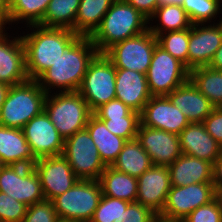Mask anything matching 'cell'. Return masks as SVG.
Wrapping results in <instances>:
<instances>
[{"label":"cell","mask_w":222,"mask_h":222,"mask_svg":"<svg viewBox=\"0 0 222 222\" xmlns=\"http://www.w3.org/2000/svg\"><path fill=\"white\" fill-rule=\"evenodd\" d=\"M98 54L90 37L79 36L36 81L47 93L78 91L90 62Z\"/></svg>","instance_id":"1"},{"label":"cell","mask_w":222,"mask_h":222,"mask_svg":"<svg viewBox=\"0 0 222 222\" xmlns=\"http://www.w3.org/2000/svg\"><path fill=\"white\" fill-rule=\"evenodd\" d=\"M27 28L31 33L27 31V34L23 32L21 35L25 48L26 72L29 80H36L54 65L79 35L67 28L40 25H29Z\"/></svg>","instance_id":"2"},{"label":"cell","mask_w":222,"mask_h":222,"mask_svg":"<svg viewBox=\"0 0 222 222\" xmlns=\"http://www.w3.org/2000/svg\"><path fill=\"white\" fill-rule=\"evenodd\" d=\"M148 25L149 20L133 6L125 0H115L90 39L98 53H104L115 43L147 31Z\"/></svg>","instance_id":"3"},{"label":"cell","mask_w":222,"mask_h":222,"mask_svg":"<svg viewBox=\"0 0 222 222\" xmlns=\"http://www.w3.org/2000/svg\"><path fill=\"white\" fill-rule=\"evenodd\" d=\"M44 111L64 140L85 129L93 114L78 91L47 94Z\"/></svg>","instance_id":"4"},{"label":"cell","mask_w":222,"mask_h":222,"mask_svg":"<svg viewBox=\"0 0 222 222\" xmlns=\"http://www.w3.org/2000/svg\"><path fill=\"white\" fill-rule=\"evenodd\" d=\"M46 95L36 80L10 86L0 111V125L22 129L44 110Z\"/></svg>","instance_id":"5"},{"label":"cell","mask_w":222,"mask_h":222,"mask_svg":"<svg viewBox=\"0 0 222 222\" xmlns=\"http://www.w3.org/2000/svg\"><path fill=\"white\" fill-rule=\"evenodd\" d=\"M102 196L98 180H81L52 201L60 221H90Z\"/></svg>","instance_id":"6"},{"label":"cell","mask_w":222,"mask_h":222,"mask_svg":"<svg viewBox=\"0 0 222 222\" xmlns=\"http://www.w3.org/2000/svg\"><path fill=\"white\" fill-rule=\"evenodd\" d=\"M115 81V66L103 53H98L90 62L78 92L94 112L116 98Z\"/></svg>","instance_id":"7"},{"label":"cell","mask_w":222,"mask_h":222,"mask_svg":"<svg viewBox=\"0 0 222 222\" xmlns=\"http://www.w3.org/2000/svg\"><path fill=\"white\" fill-rule=\"evenodd\" d=\"M157 43V37L148 29L139 35L115 43L103 54L116 69H128L147 74Z\"/></svg>","instance_id":"8"},{"label":"cell","mask_w":222,"mask_h":222,"mask_svg":"<svg viewBox=\"0 0 222 222\" xmlns=\"http://www.w3.org/2000/svg\"><path fill=\"white\" fill-rule=\"evenodd\" d=\"M146 78L152 96H167L189 80V69L157 43Z\"/></svg>","instance_id":"9"},{"label":"cell","mask_w":222,"mask_h":222,"mask_svg":"<svg viewBox=\"0 0 222 222\" xmlns=\"http://www.w3.org/2000/svg\"><path fill=\"white\" fill-rule=\"evenodd\" d=\"M62 155L81 180H99L107 167L86 128L64 140Z\"/></svg>","instance_id":"10"},{"label":"cell","mask_w":222,"mask_h":222,"mask_svg":"<svg viewBox=\"0 0 222 222\" xmlns=\"http://www.w3.org/2000/svg\"><path fill=\"white\" fill-rule=\"evenodd\" d=\"M214 200V185L211 182L187 186H171L166 203L158 219L181 222L198 207Z\"/></svg>","instance_id":"11"},{"label":"cell","mask_w":222,"mask_h":222,"mask_svg":"<svg viewBox=\"0 0 222 222\" xmlns=\"http://www.w3.org/2000/svg\"><path fill=\"white\" fill-rule=\"evenodd\" d=\"M0 192L27 206L45 200L40 178L33 166L5 165L0 171Z\"/></svg>","instance_id":"12"},{"label":"cell","mask_w":222,"mask_h":222,"mask_svg":"<svg viewBox=\"0 0 222 222\" xmlns=\"http://www.w3.org/2000/svg\"><path fill=\"white\" fill-rule=\"evenodd\" d=\"M33 167L40 178L45 200L52 201L79 180L63 155L41 157Z\"/></svg>","instance_id":"13"},{"label":"cell","mask_w":222,"mask_h":222,"mask_svg":"<svg viewBox=\"0 0 222 222\" xmlns=\"http://www.w3.org/2000/svg\"><path fill=\"white\" fill-rule=\"evenodd\" d=\"M22 131L36 159L63 154L64 139L44 110L26 123Z\"/></svg>","instance_id":"14"},{"label":"cell","mask_w":222,"mask_h":222,"mask_svg":"<svg viewBox=\"0 0 222 222\" xmlns=\"http://www.w3.org/2000/svg\"><path fill=\"white\" fill-rule=\"evenodd\" d=\"M6 31L9 30L0 27V82L14 86L29 80L26 72L25 48L21 35L14 37Z\"/></svg>","instance_id":"15"},{"label":"cell","mask_w":222,"mask_h":222,"mask_svg":"<svg viewBox=\"0 0 222 222\" xmlns=\"http://www.w3.org/2000/svg\"><path fill=\"white\" fill-rule=\"evenodd\" d=\"M189 123L187 117L167 96H152L140 113V125L178 136Z\"/></svg>","instance_id":"16"},{"label":"cell","mask_w":222,"mask_h":222,"mask_svg":"<svg viewBox=\"0 0 222 222\" xmlns=\"http://www.w3.org/2000/svg\"><path fill=\"white\" fill-rule=\"evenodd\" d=\"M213 22V23H212ZM192 24L189 28L188 69L208 66L222 44V27L219 23Z\"/></svg>","instance_id":"17"},{"label":"cell","mask_w":222,"mask_h":222,"mask_svg":"<svg viewBox=\"0 0 222 222\" xmlns=\"http://www.w3.org/2000/svg\"><path fill=\"white\" fill-rule=\"evenodd\" d=\"M136 139L153 165L169 166L182 155L180 138L176 134L139 125Z\"/></svg>","instance_id":"18"},{"label":"cell","mask_w":222,"mask_h":222,"mask_svg":"<svg viewBox=\"0 0 222 222\" xmlns=\"http://www.w3.org/2000/svg\"><path fill=\"white\" fill-rule=\"evenodd\" d=\"M137 184L136 202L159 215L164 208L167 194L171 189L168 166L153 165L137 178Z\"/></svg>","instance_id":"19"},{"label":"cell","mask_w":222,"mask_h":222,"mask_svg":"<svg viewBox=\"0 0 222 222\" xmlns=\"http://www.w3.org/2000/svg\"><path fill=\"white\" fill-rule=\"evenodd\" d=\"M115 91L116 99L139 114L152 97L146 74L128 69H116Z\"/></svg>","instance_id":"20"},{"label":"cell","mask_w":222,"mask_h":222,"mask_svg":"<svg viewBox=\"0 0 222 222\" xmlns=\"http://www.w3.org/2000/svg\"><path fill=\"white\" fill-rule=\"evenodd\" d=\"M182 154L212 164L222 154V146L206 131L203 123H189L180 133Z\"/></svg>","instance_id":"21"},{"label":"cell","mask_w":222,"mask_h":222,"mask_svg":"<svg viewBox=\"0 0 222 222\" xmlns=\"http://www.w3.org/2000/svg\"><path fill=\"white\" fill-rule=\"evenodd\" d=\"M190 123H202L215 106L188 80L167 95Z\"/></svg>","instance_id":"22"},{"label":"cell","mask_w":222,"mask_h":222,"mask_svg":"<svg viewBox=\"0 0 222 222\" xmlns=\"http://www.w3.org/2000/svg\"><path fill=\"white\" fill-rule=\"evenodd\" d=\"M170 171L171 186H187L194 183H213V164L182 154L171 165Z\"/></svg>","instance_id":"23"},{"label":"cell","mask_w":222,"mask_h":222,"mask_svg":"<svg viewBox=\"0 0 222 222\" xmlns=\"http://www.w3.org/2000/svg\"><path fill=\"white\" fill-rule=\"evenodd\" d=\"M0 158L4 165L33 166L36 158L22 129L0 125Z\"/></svg>","instance_id":"24"},{"label":"cell","mask_w":222,"mask_h":222,"mask_svg":"<svg viewBox=\"0 0 222 222\" xmlns=\"http://www.w3.org/2000/svg\"><path fill=\"white\" fill-rule=\"evenodd\" d=\"M94 144L96 145L100 158L106 166H112L117 160L120 151L126 140L112 134L105 126V123L92 114L85 127Z\"/></svg>","instance_id":"25"},{"label":"cell","mask_w":222,"mask_h":222,"mask_svg":"<svg viewBox=\"0 0 222 222\" xmlns=\"http://www.w3.org/2000/svg\"><path fill=\"white\" fill-rule=\"evenodd\" d=\"M102 195L136 202L137 178L107 166L99 177Z\"/></svg>","instance_id":"26"},{"label":"cell","mask_w":222,"mask_h":222,"mask_svg":"<svg viewBox=\"0 0 222 222\" xmlns=\"http://www.w3.org/2000/svg\"><path fill=\"white\" fill-rule=\"evenodd\" d=\"M152 166L150 156L136 138L125 142L117 160L112 164L116 170L135 178Z\"/></svg>","instance_id":"27"},{"label":"cell","mask_w":222,"mask_h":222,"mask_svg":"<svg viewBox=\"0 0 222 222\" xmlns=\"http://www.w3.org/2000/svg\"><path fill=\"white\" fill-rule=\"evenodd\" d=\"M115 0H81L75 18V33L90 37Z\"/></svg>","instance_id":"28"},{"label":"cell","mask_w":222,"mask_h":222,"mask_svg":"<svg viewBox=\"0 0 222 222\" xmlns=\"http://www.w3.org/2000/svg\"><path fill=\"white\" fill-rule=\"evenodd\" d=\"M153 19L156 25L150 24ZM192 23L182 6L167 5L156 9L154 15L149 20V31L158 37L168 31H180L191 28Z\"/></svg>","instance_id":"29"},{"label":"cell","mask_w":222,"mask_h":222,"mask_svg":"<svg viewBox=\"0 0 222 222\" xmlns=\"http://www.w3.org/2000/svg\"><path fill=\"white\" fill-rule=\"evenodd\" d=\"M189 80L215 107H222V71L195 67L189 70Z\"/></svg>","instance_id":"30"},{"label":"cell","mask_w":222,"mask_h":222,"mask_svg":"<svg viewBox=\"0 0 222 222\" xmlns=\"http://www.w3.org/2000/svg\"><path fill=\"white\" fill-rule=\"evenodd\" d=\"M50 0H10L8 18L2 26L9 29L12 23L25 22L26 26L38 25L44 18Z\"/></svg>","instance_id":"31"},{"label":"cell","mask_w":222,"mask_h":222,"mask_svg":"<svg viewBox=\"0 0 222 222\" xmlns=\"http://www.w3.org/2000/svg\"><path fill=\"white\" fill-rule=\"evenodd\" d=\"M81 0H50L43 20L44 27L67 28L75 32V18Z\"/></svg>","instance_id":"32"},{"label":"cell","mask_w":222,"mask_h":222,"mask_svg":"<svg viewBox=\"0 0 222 222\" xmlns=\"http://www.w3.org/2000/svg\"><path fill=\"white\" fill-rule=\"evenodd\" d=\"M221 3L220 0H183L182 8L192 24H207L216 19L222 11Z\"/></svg>","instance_id":"33"},{"label":"cell","mask_w":222,"mask_h":222,"mask_svg":"<svg viewBox=\"0 0 222 222\" xmlns=\"http://www.w3.org/2000/svg\"><path fill=\"white\" fill-rule=\"evenodd\" d=\"M157 40L161 47L188 68L189 28L162 33Z\"/></svg>","instance_id":"34"},{"label":"cell","mask_w":222,"mask_h":222,"mask_svg":"<svg viewBox=\"0 0 222 222\" xmlns=\"http://www.w3.org/2000/svg\"><path fill=\"white\" fill-rule=\"evenodd\" d=\"M130 202L110 196H101L90 222H113L117 220Z\"/></svg>","instance_id":"35"},{"label":"cell","mask_w":222,"mask_h":222,"mask_svg":"<svg viewBox=\"0 0 222 222\" xmlns=\"http://www.w3.org/2000/svg\"><path fill=\"white\" fill-rule=\"evenodd\" d=\"M106 128L116 136L122 137L126 141L133 140L137 136L140 125V117H98Z\"/></svg>","instance_id":"36"},{"label":"cell","mask_w":222,"mask_h":222,"mask_svg":"<svg viewBox=\"0 0 222 222\" xmlns=\"http://www.w3.org/2000/svg\"><path fill=\"white\" fill-rule=\"evenodd\" d=\"M27 207L24 203L0 192V222H22Z\"/></svg>","instance_id":"37"},{"label":"cell","mask_w":222,"mask_h":222,"mask_svg":"<svg viewBox=\"0 0 222 222\" xmlns=\"http://www.w3.org/2000/svg\"><path fill=\"white\" fill-rule=\"evenodd\" d=\"M22 222H60L53 201L43 200L27 207Z\"/></svg>","instance_id":"38"},{"label":"cell","mask_w":222,"mask_h":222,"mask_svg":"<svg viewBox=\"0 0 222 222\" xmlns=\"http://www.w3.org/2000/svg\"><path fill=\"white\" fill-rule=\"evenodd\" d=\"M158 215L138 202H130L113 222H157Z\"/></svg>","instance_id":"39"},{"label":"cell","mask_w":222,"mask_h":222,"mask_svg":"<svg viewBox=\"0 0 222 222\" xmlns=\"http://www.w3.org/2000/svg\"><path fill=\"white\" fill-rule=\"evenodd\" d=\"M181 222H222V207L214 199L192 211Z\"/></svg>","instance_id":"40"},{"label":"cell","mask_w":222,"mask_h":222,"mask_svg":"<svg viewBox=\"0 0 222 222\" xmlns=\"http://www.w3.org/2000/svg\"><path fill=\"white\" fill-rule=\"evenodd\" d=\"M93 114L96 117H140L138 112L133 111L116 98L97 108Z\"/></svg>","instance_id":"41"},{"label":"cell","mask_w":222,"mask_h":222,"mask_svg":"<svg viewBox=\"0 0 222 222\" xmlns=\"http://www.w3.org/2000/svg\"><path fill=\"white\" fill-rule=\"evenodd\" d=\"M202 123L206 131L222 146V107H215Z\"/></svg>","instance_id":"42"},{"label":"cell","mask_w":222,"mask_h":222,"mask_svg":"<svg viewBox=\"0 0 222 222\" xmlns=\"http://www.w3.org/2000/svg\"><path fill=\"white\" fill-rule=\"evenodd\" d=\"M138 10L148 20L154 15L158 8V0H125Z\"/></svg>","instance_id":"43"},{"label":"cell","mask_w":222,"mask_h":222,"mask_svg":"<svg viewBox=\"0 0 222 222\" xmlns=\"http://www.w3.org/2000/svg\"><path fill=\"white\" fill-rule=\"evenodd\" d=\"M222 184V154L213 164V185Z\"/></svg>","instance_id":"44"},{"label":"cell","mask_w":222,"mask_h":222,"mask_svg":"<svg viewBox=\"0 0 222 222\" xmlns=\"http://www.w3.org/2000/svg\"><path fill=\"white\" fill-rule=\"evenodd\" d=\"M208 67L216 71H222V44L215 52Z\"/></svg>","instance_id":"45"},{"label":"cell","mask_w":222,"mask_h":222,"mask_svg":"<svg viewBox=\"0 0 222 222\" xmlns=\"http://www.w3.org/2000/svg\"><path fill=\"white\" fill-rule=\"evenodd\" d=\"M9 7H10V0H0V23L1 24L8 18Z\"/></svg>","instance_id":"46"},{"label":"cell","mask_w":222,"mask_h":222,"mask_svg":"<svg viewBox=\"0 0 222 222\" xmlns=\"http://www.w3.org/2000/svg\"><path fill=\"white\" fill-rule=\"evenodd\" d=\"M10 86L8 84L0 82V111L2 105L4 104L7 94L9 92Z\"/></svg>","instance_id":"47"},{"label":"cell","mask_w":222,"mask_h":222,"mask_svg":"<svg viewBox=\"0 0 222 222\" xmlns=\"http://www.w3.org/2000/svg\"><path fill=\"white\" fill-rule=\"evenodd\" d=\"M214 199L222 207V184L214 185Z\"/></svg>","instance_id":"48"},{"label":"cell","mask_w":222,"mask_h":222,"mask_svg":"<svg viewBox=\"0 0 222 222\" xmlns=\"http://www.w3.org/2000/svg\"><path fill=\"white\" fill-rule=\"evenodd\" d=\"M167 5H183V0H158V7Z\"/></svg>","instance_id":"49"},{"label":"cell","mask_w":222,"mask_h":222,"mask_svg":"<svg viewBox=\"0 0 222 222\" xmlns=\"http://www.w3.org/2000/svg\"><path fill=\"white\" fill-rule=\"evenodd\" d=\"M60 222H90V221H78V220H75V221H60Z\"/></svg>","instance_id":"50"},{"label":"cell","mask_w":222,"mask_h":222,"mask_svg":"<svg viewBox=\"0 0 222 222\" xmlns=\"http://www.w3.org/2000/svg\"><path fill=\"white\" fill-rule=\"evenodd\" d=\"M157 222H179V221H165V220H160V219H158Z\"/></svg>","instance_id":"51"},{"label":"cell","mask_w":222,"mask_h":222,"mask_svg":"<svg viewBox=\"0 0 222 222\" xmlns=\"http://www.w3.org/2000/svg\"><path fill=\"white\" fill-rule=\"evenodd\" d=\"M5 165L2 163L1 158H0V171Z\"/></svg>","instance_id":"52"},{"label":"cell","mask_w":222,"mask_h":222,"mask_svg":"<svg viewBox=\"0 0 222 222\" xmlns=\"http://www.w3.org/2000/svg\"><path fill=\"white\" fill-rule=\"evenodd\" d=\"M219 20V25L222 27V18H220Z\"/></svg>","instance_id":"53"}]
</instances>
